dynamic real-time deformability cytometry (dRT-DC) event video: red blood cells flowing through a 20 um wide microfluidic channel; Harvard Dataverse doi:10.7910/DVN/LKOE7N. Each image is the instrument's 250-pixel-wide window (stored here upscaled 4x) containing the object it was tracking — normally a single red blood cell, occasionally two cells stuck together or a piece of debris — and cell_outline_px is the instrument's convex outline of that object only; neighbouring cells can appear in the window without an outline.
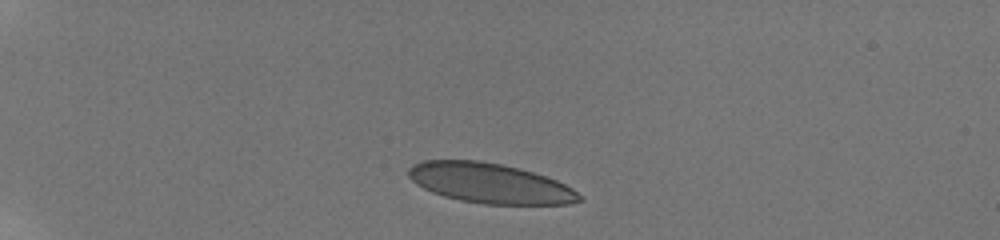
{"species": "human", "species_latin": "Homo sapiens", "temperature_condition": "room temperature", "stored_images_in_passage": 10, "camera_frame_rate_fps": 3000, "um_per_image_px": 0.085, "donor": {"sex": "male"}, "frame": {"image": 1, "passage_image": 2, "time_ms": 0.667, "image_size_px": [1000, 240], "cell_outline_px": [[584, 200], [568, 204], [484, 204], [460, 200], [444, 196], [432, 192], [416, 184], [408, 176], [408, 168], [412, 164], [424, 160], [480, 160], [504, 164], [520, 168], [556, 180], [572, 188], [584, 196]], "centroid_in_image_um": [41.65, 15.57], "position_along_channel_um": 43.3, "area_um2": 40.0}}